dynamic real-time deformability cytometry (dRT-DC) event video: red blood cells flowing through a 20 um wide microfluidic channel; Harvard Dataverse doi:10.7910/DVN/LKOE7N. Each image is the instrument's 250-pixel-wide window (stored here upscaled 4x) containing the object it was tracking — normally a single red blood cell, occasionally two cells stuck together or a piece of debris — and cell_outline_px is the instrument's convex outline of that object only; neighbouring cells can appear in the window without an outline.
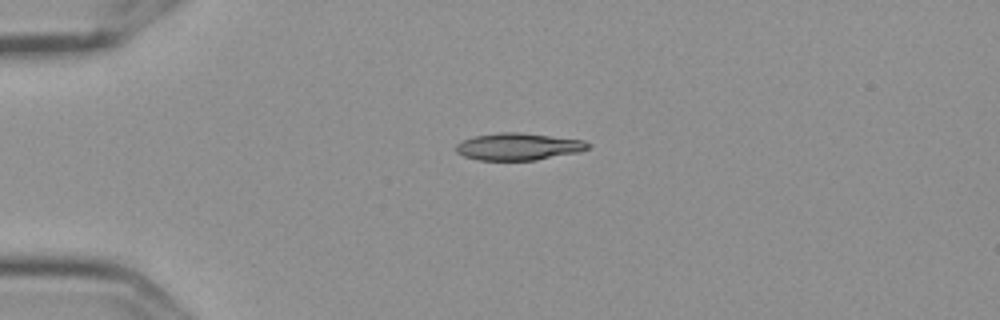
{"species": "Egyptian fruit bat (a non-hibernating species)", "species_latin": "Rousettus aegyptiacus", "temperature_condition": "cold", "stored_images_in_passage": 3, "camera_frame_rate_fps": 3000, "um_per_image_px": 0.085, "frame": {"image": 1, "passage_image": 1, "time_ms": 0.0, "image_size_px": [1000, 320], "cell_outline_px": [[592, 144], [588, 148], [580, 152], [536, 160], [476, 160], [464, 156], [456, 152], [456, 144], [464, 140], [476, 136], [500, 132], [520, 132], [584, 140]], "centroid_in_image_um": [44.09, 12.46], "position_along_channel_um": 40.9, "area_um2": 20.87}}
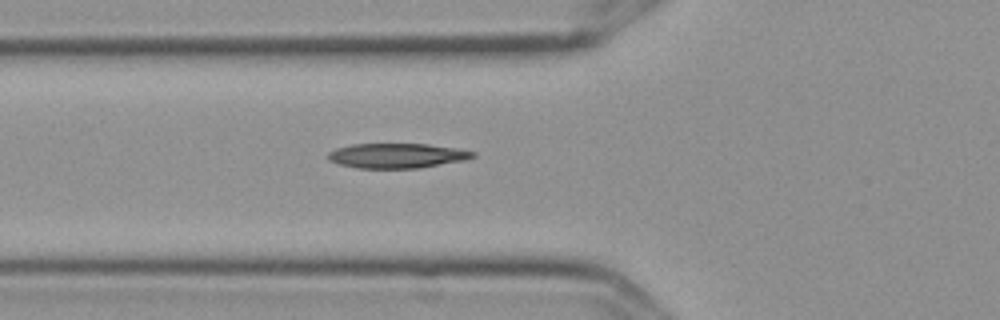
{"frame": {"image": 2, "passage_image": 3, "time_ms": 0.667, "image_size_px": [1000, 320], "cell_outline_px": [[476, 156], [464, 160], [420, 168], [356, 168], [340, 164], [328, 160], [328, 152], [336, 148], [352, 144], [428, 144], [456, 148], [476, 152]], "centroid_in_image_um": [33.74, 13.23], "position_along_channel_um": 92.1, "area_um2": 20.92}}